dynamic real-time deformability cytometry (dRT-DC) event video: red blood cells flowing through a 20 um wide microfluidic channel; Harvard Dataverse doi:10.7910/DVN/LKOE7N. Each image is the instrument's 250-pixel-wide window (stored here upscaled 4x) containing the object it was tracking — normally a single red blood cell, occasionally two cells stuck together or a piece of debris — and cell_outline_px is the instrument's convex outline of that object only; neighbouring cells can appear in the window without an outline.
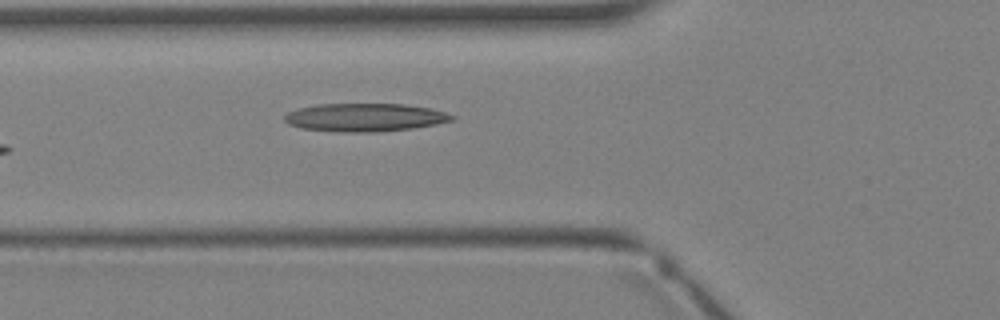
{"species": "Egyptian fruit bat (a non-hibernating species)", "species_latin": "Rousettus aegyptiacus", "temperature_condition": "warm", "stored_images_in_passage": 4, "camera_frame_rate_fps": 3000, "um_per_image_px": 0.085, "animal": {"sex": "female"}, "frame": {"image": 1, "passage_image": 4, "time_ms": 4.333, "image_size_px": [1000, 320], "cell_outline_px": [[456, 116], [452, 120], [436, 124], [412, 128], [376, 132], [340, 132], [300, 128], [288, 124], [284, 120], [284, 116], [288, 112], [296, 108], [320, 104], [404, 104], [428, 108], [448, 112]], "centroid_in_image_um": [31.0, 9.98], "position_along_channel_um": 94.8, "area_um2": 27.51}}